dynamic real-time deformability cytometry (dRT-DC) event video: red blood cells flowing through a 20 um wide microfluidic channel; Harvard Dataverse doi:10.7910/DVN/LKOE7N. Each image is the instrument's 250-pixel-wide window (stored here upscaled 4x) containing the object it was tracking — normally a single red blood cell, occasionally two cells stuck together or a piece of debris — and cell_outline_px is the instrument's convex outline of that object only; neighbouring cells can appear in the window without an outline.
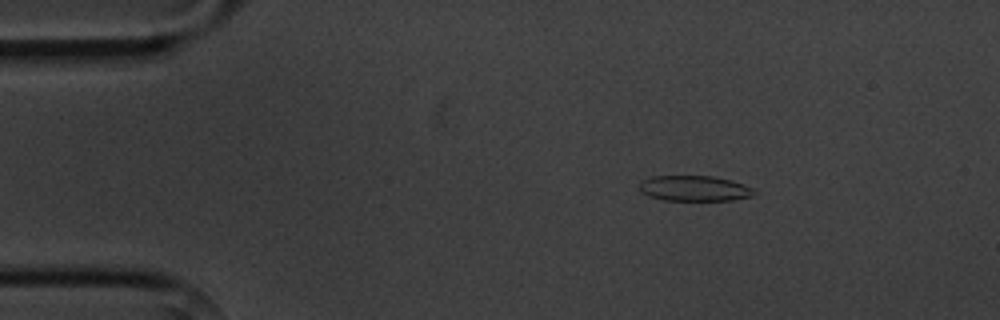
{"species": "common noctule bat (a hibernating species)", "species_latin": "Nyctalus noctula", "temperature_condition": "cold", "stored_images_in_passage": 4, "camera_frame_rate_fps": 3000, "um_per_image_px": 0.085, "animal": {"sex": "male", "body_mass_g": 20.1, "forearm_length_mm": 53.5}, "frame": {"image": 1, "passage_image": 2, "time_ms": 1.333, "image_size_px": [1000, 320], "cell_outline_px": [[756, 192], [752, 196], [732, 200], [664, 200], [648, 196], [640, 192], [640, 180], [652, 176], [712, 176], [732, 180], [744, 184], [752, 188]], "centroid_in_image_um": [59.0, 16.01], "position_along_channel_um": 26.0, "area_um2": 17.11}}
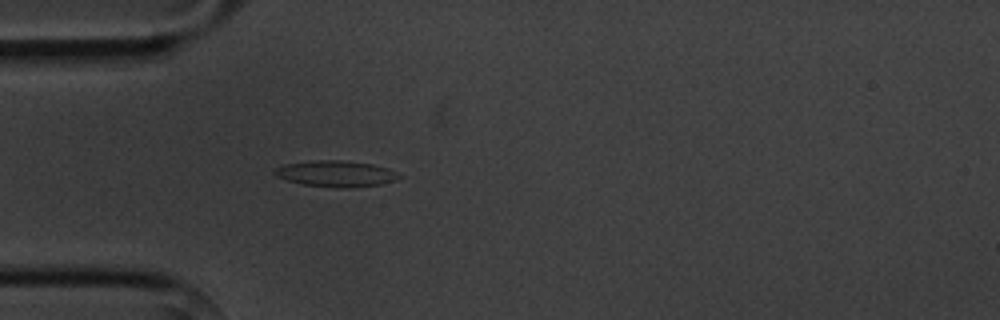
{"frame": {"image": 2, "passage_image": 4, "time_ms": 3.667, "image_size_px": [1000, 320], "cell_outline_px": [[404, 176], [396, 180], [380, 184], [352, 188], [336, 188], [304, 184], [288, 180], [276, 176], [272, 172], [276, 168], [284, 164], [320, 160], [340, 160], [372, 164], [388, 168]], "centroid_in_image_um": [28.59, 14.77], "position_along_channel_um": 56.4, "area_um2": 18.9}}